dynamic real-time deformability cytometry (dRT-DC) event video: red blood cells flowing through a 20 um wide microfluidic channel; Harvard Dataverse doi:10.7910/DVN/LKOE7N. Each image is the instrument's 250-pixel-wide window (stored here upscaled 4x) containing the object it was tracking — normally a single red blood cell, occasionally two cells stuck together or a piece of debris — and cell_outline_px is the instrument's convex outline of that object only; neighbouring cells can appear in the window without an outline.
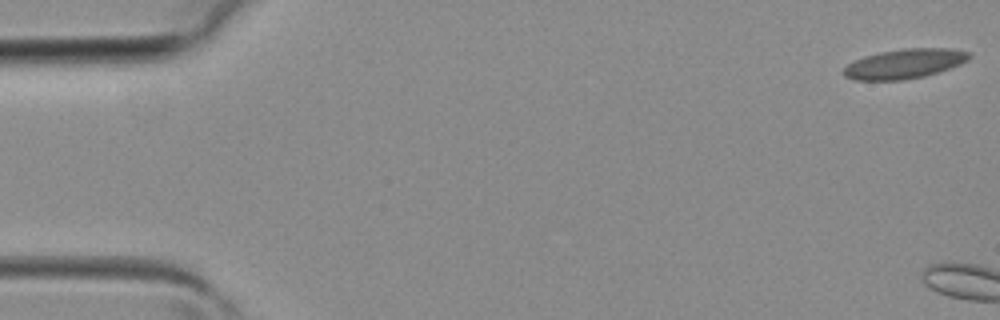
{"species": "common noctule bat (a hibernating species)", "species_latin": "Nyctalus noctula", "temperature_condition": "room temperature", "stored_images_in_passage": 3, "camera_frame_rate_fps": 3000, "um_per_image_px": 0.085, "animal": {"sex": "female", "body_mass_g": 19.3, "forearm_length_mm": 54.1}, "frame": {"image": 1, "passage_image": 1, "time_ms": 0.0, "image_size_px": [1000, 320], "cell_outline_px": [[972, 56], [968, 60], [960, 64], [924, 76], [900, 80], [856, 80], [844, 76], [844, 68], [848, 64], [864, 56], [880, 52], [904, 48], [952, 48], [972, 52]], "centroid_in_image_um": [76.92, 5.4], "position_along_channel_um": 8.1, "area_um2": 21.56}}